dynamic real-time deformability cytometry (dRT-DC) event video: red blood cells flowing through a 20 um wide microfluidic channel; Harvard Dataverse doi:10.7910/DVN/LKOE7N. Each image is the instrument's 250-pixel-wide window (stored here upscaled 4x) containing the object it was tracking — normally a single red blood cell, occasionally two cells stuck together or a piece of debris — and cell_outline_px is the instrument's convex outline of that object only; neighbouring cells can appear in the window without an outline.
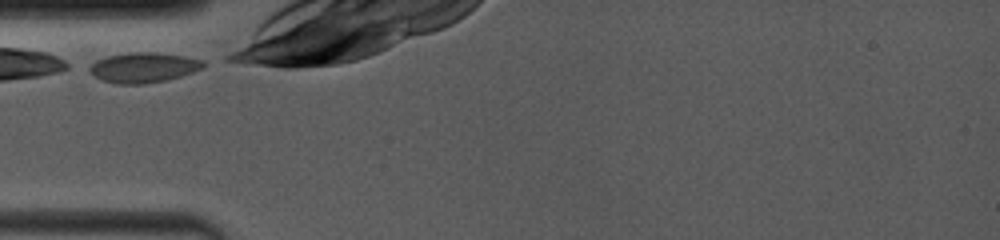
{"species": "common noctule bat (a hibernating species)", "species_latin": "Nyctalus noctula", "temperature_condition": "room temperature", "stored_images_in_passage": 4, "camera_frame_rate_fps": 4000, "um_per_image_px": 0.085, "animal": {"sex": "female", "body_mass_g": 19.0, "forearm_length_mm": 53.3}, "frame": {"image": 1, "passage_image": 1, "time_ms": 0.0, "image_size_px": [1000, 240], "cell_outline_px": [[204, 68], [168, 80], [144, 84], [116, 84], [104, 80], [96, 76], [84, 68], [96, 60], [108, 56], [136, 52], [156, 52], [188, 56], [204, 60]], "centroid_in_image_um": [12.21, 5.73], "position_along_channel_um": 72.8, "area_um2": 20.11}}